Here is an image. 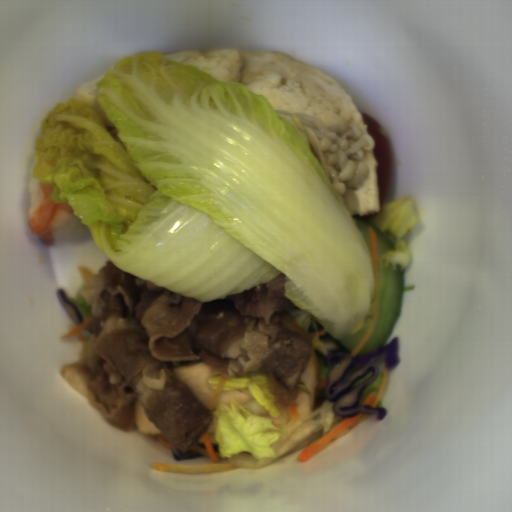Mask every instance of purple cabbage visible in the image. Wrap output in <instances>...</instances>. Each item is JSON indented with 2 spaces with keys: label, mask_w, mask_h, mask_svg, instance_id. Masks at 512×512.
Returning a JSON list of instances; mask_svg holds the SVG:
<instances>
[{
  "label": "purple cabbage",
  "mask_w": 512,
  "mask_h": 512,
  "mask_svg": "<svg viewBox=\"0 0 512 512\" xmlns=\"http://www.w3.org/2000/svg\"><path fill=\"white\" fill-rule=\"evenodd\" d=\"M398 335L388 343H383L369 354L351 356L339 342L323 340L315 346L316 351L325 358L329 371L323 389L316 390L315 404L321 407L323 402H331L333 412L341 419H351L359 413L376 420H383L387 410L383 407H371L359 403L365 389L376 381L379 368L383 364L387 373L400 363L398 352Z\"/></svg>",
  "instance_id": "purple-cabbage-1"
},
{
  "label": "purple cabbage",
  "mask_w": 512,
  "mask_h": 512,
  "mask_svg": "<svg viewBox=\"0 0 512 512\" xmlns=\"http://www.w3.org/2000/svg\"><path fill=\"white\" fill-rule=\"evenodd\" d=\"M57 297L77 326L86 321L76 303L69 299L65 288H58Z\"/></svg>",
  "instance_id": "purple-cabbage-2"
}]
</instances>
